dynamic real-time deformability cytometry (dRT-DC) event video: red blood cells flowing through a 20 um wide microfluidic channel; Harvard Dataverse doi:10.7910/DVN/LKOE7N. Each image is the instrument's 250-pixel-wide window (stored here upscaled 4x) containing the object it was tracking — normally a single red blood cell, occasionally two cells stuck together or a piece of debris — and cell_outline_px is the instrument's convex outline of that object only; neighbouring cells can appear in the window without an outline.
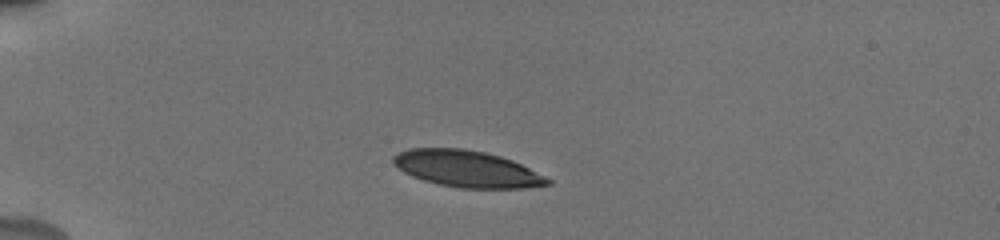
{"species": "human", "species_latin": "Homo sapiens", "temperature_condition": "cold", "stored_images_in_passage": 40, "camera_frame_rate_fps": 3000, "um_per_image_px": 0.085, "donor": {"sex": "male"}, "frame": {"image": 1, "passage_image": 1, "time_ms": 0.0, "image_size_px": [1000, 240], "cell_outline_px": [[552, 184], [524, 188], [460, 188], [440, 184], [424, 180], [412, 176], [404, 172], [392, 164], [392, 156], [408, 148], [464, 148], [484, 152], [500, 156], [512, 160], [552, 180]], "centroid_in_image_um": [39.66, 14.35], "position_along_channel_um": 45.3, "area_um2": 32.77}}
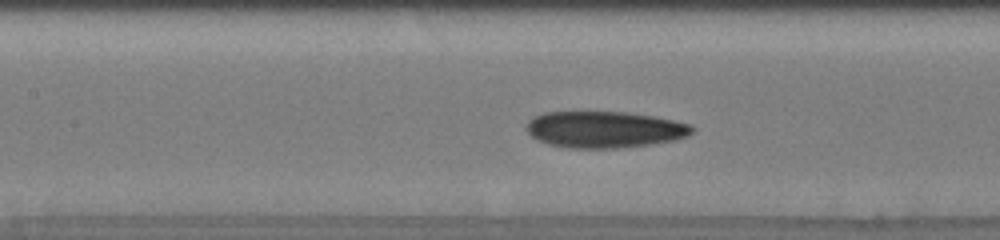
{"frame": {"image": 2, "passage_image": 13, "time_ms": 4.0, "image_size_px": [1000, 240], "cell_outline_px": [[696, 128], [688, 136], [676, 140], [648, 144], [616, 148], [568, 148], [548, 144], [536, 140], [524, 128], [528, 120], [544, 112], [624, 112], [652, 116], [692, 124]], "centroid_in_image_um": [51.37, 11.01], "position_along_channel_um": 156.0, "area_um2": 35.32}}
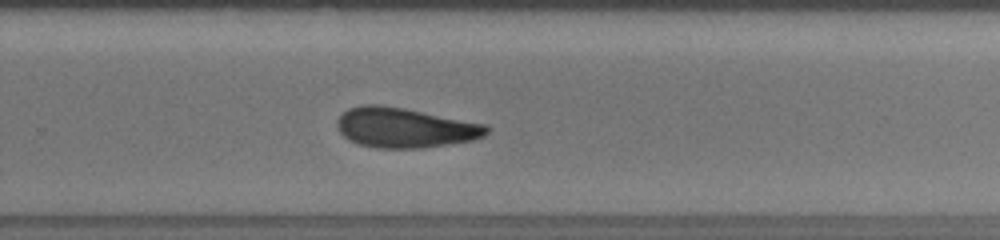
{"frame": {"image": 3, "passage_image": 24, "time_ms": 7.667, "image_size_px": [1000, 240], "cell_outline_px": [[488, 132], [484, 136], [476, 140], [424, 148], [376, 148], [360, 144], [348, 140], [340, 132], [336, 124], [336, 120], [348, 108], [360, 104], [380, 104], [404, 108], [488, 124]], "centroid_in_image_um": [34.43, 10.85], "position_along_channel_um": 295.4, "area_um2": 35.14}, "authors_computed_cell_mechanics": {"area_um2": 34.6511, "velocity_mm_per_s": 3.8179, "shape_relaxation_time_tau1_ms": 7.0062, "shape_relaxation_time_tau2_ms": 3.5582, "deformation_change_tau1": 0.1426, "deformation_change_tau2": 0.1014}}